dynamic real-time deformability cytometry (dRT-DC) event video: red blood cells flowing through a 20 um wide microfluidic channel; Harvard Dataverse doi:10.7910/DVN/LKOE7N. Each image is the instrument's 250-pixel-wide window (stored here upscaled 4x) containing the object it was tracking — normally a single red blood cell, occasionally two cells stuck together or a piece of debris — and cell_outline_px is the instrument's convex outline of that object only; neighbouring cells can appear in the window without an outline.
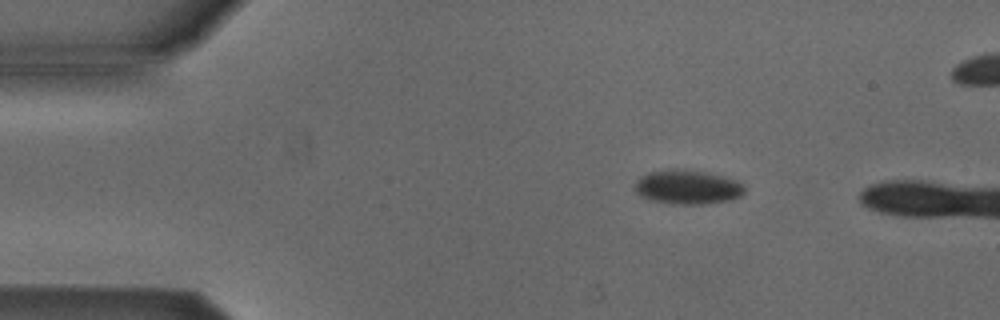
{"species": "Egyptian fruit bat (a non-hibernating species)", "species_latin": "Rousettus aegyptiacus", "temperature_condition": "cold", "stored_images_in_passage": 9, "camera_frame_rate_fps": 3000, "um_per_image_px": 0.085, "animal": {"sex": "male"}, "frame": {"image": 1, "passage_image": 1, "time_ms": 0.0, "image_size_px": [1000, 320], "cell_outline_px": [[744, 192], [740, 196], [728, 200], [704, 204], [672, 204], [648, 200], [640, 196], [632, 188], [636, 180], [640, 176], [648, 172], [704, 172], [736, 180], [744, 184]], "centroid_in_image_um": [58.4, 15.96], "position_along_channel_um": 26.6, "area_um2": 21.21}}